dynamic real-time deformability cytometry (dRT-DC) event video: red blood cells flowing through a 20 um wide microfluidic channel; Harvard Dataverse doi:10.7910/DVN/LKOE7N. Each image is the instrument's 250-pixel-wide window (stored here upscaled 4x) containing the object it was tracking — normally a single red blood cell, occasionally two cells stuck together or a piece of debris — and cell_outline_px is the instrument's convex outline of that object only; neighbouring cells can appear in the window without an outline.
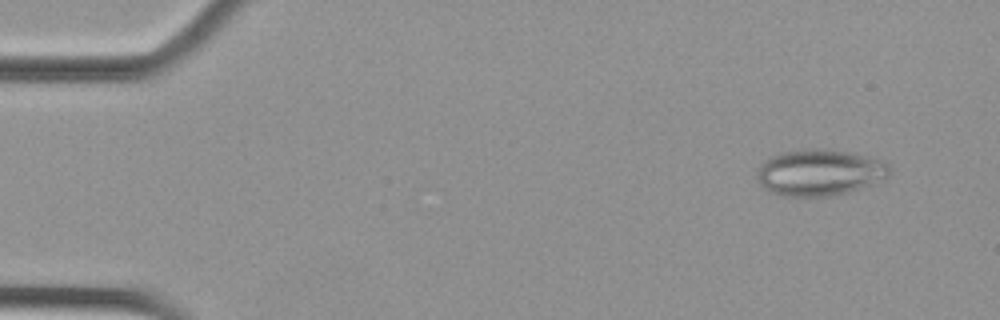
{"species": "Egyptian fruit bat (a non-hibernating species)", "species_latin": "Rousettus aegyptiacus", "temperature_condition": "cold", "stored_images_in_passage": 53, "camera_frame_rate_fps": 3000, "um_per_image_px": 0.085, "animal": {"sex": "female"}, "frame": {"image": 1, "passage_image": 4, "time_ms": 1.0, "image_size_px": [1000, 320], "cell_outline_px": [[892, 168], [888, 176], [872, 184], [848, 192], [828, 196], [780, 196], [764, 188], [760, 184], [756, 172], [764, 160], [780, 152], [816, 148], [848, 152], [880, 160], [888, 164]], "centroid_in_image_um": [69.64, 14.67], "position_along_channel_um": 15.4, "area_um2": 35.55}}
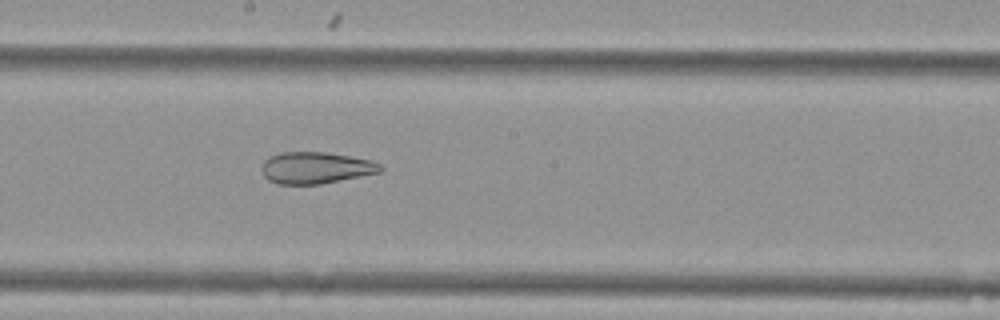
{"frame": {"image": 2, "passage_image": 29, "time_ms": 9.333, "image_size_px": [1000, 320], "cell_outline_px": [[384, 168], [380, 172], [320, 184], [276, 184], [268, 180], [264, 176], [260, 168], [264, 160], [268, 156], [280, 152], [328, 152], [352, 156], [372, 160], [380, 164]], "centroid_in_image_um": [26.81, 14.25], "position_along_channel_um": 221.4, "area_um2": 22.14}}
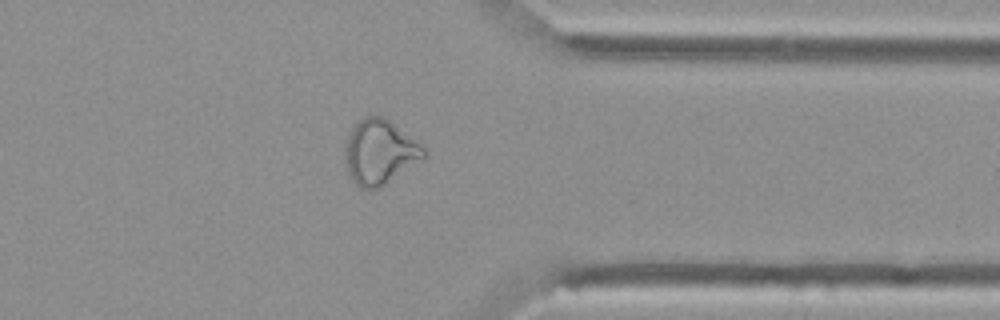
{"frame": {"image": 3, "passage_image": 42, "time_ms": 13.667, "image_size_px": [1000, 320], "cell_outline_px": [[428, 156], [424, 160], [384, 184], [376, 188], [360, 188], [352, 180], [348, 172], [344, 152], [344, 148], [348, 136], [352, 128], [364, 116], [384, 116], [392, 120], [424, 148]], "centroid_in_image_um": [32.3, 12.9], "position_along_channel_um": 379.1, "area_um2": 29.71}}